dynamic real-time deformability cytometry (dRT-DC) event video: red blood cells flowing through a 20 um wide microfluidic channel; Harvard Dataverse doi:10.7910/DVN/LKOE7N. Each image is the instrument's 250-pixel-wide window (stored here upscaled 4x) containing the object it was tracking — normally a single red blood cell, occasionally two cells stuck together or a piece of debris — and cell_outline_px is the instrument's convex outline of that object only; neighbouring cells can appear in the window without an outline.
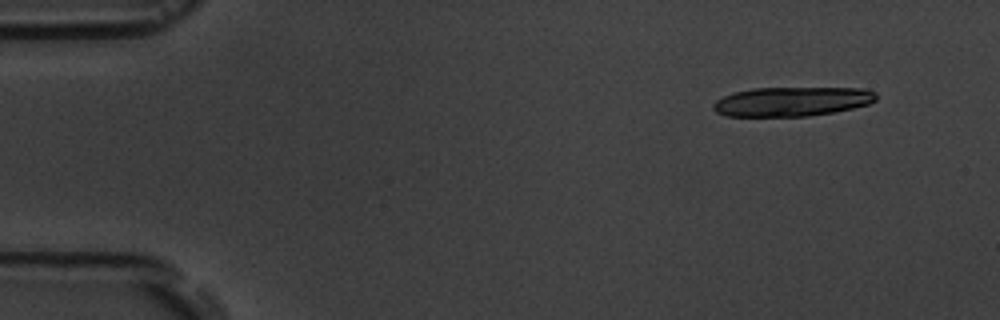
{"species": "common noctule bat (a hibernating species)", "species_latin": "Nyctalus noctula", "temperature_condition": "room temperature", "stored_images_in_passage": 5, "camera_frame_rate_fps": 3000, "um_per_image_px": 0.085, "animal": {"sex": "male", "body_mass_g": 19.5, "forearm_length_mm": 54.6}, "frame": {"image": 1, "passage_image": 1, "time_ms": 0.0, "image_size_px": [1000, 320], "cell_outline_px": [[876, 100], [868, 104], [852, 108], [832, 112], [808, 116], [728, 116], [716, 112], [712, 108], [712, 104], [716, 100], [732, 92], [752, 88], [864, 88], [876, 92]], "centroid_in_image_um": [67.29, 8.62], "position_along_channel_um": 17.7, "area_um2": 27.86}}